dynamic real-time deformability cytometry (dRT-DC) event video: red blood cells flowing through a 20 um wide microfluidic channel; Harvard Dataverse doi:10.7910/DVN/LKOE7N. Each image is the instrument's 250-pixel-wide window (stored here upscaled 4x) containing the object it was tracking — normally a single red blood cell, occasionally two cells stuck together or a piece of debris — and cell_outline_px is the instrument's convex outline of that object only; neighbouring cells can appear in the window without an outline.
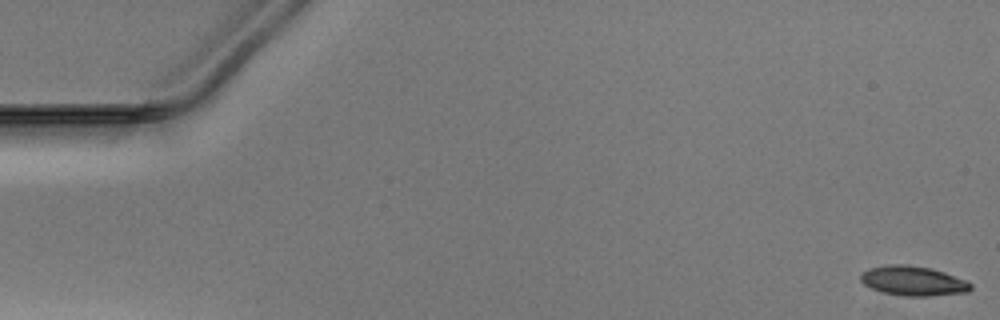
{"species": "Egyptian fruit bat (a non-hibernating species)", "species_latin": "Rousettus aegyptiacus", "temperature_condition": "warm", "stored_images_in_passage": 45, "camera_frame_rate_fps": 3000, "um_per_image_px": 0.085, "animal": {"sex": "male"}, "frame": {"image": 1, "passage_image": 1, "time_ms": 0.0, "image_size_px": [1000, 320], "cell_outline_px": [[972, 288], [968, 292], [928, 296], [904, 296], [880, 292], [864, 284], [860, 280], [860, 276], [864, 272], [872, 268], [888, 264], [904, 264], [932, 268], [968, 280], [972, 284]], "centroid_in_image_um": [77.66, 23.88], "position_along_channel_um": 7.3, "area_um2": 19.07}}
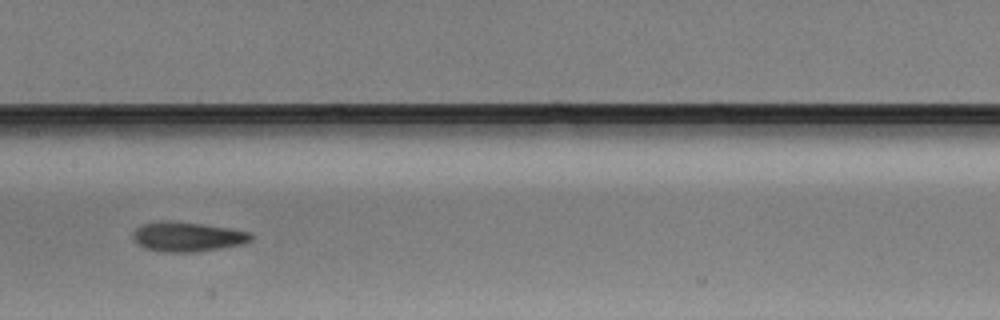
{"frame": {"image": 2, "passage_image": 26, "time_ms": 8.333, "image_size_px": [1000, 320], "cell_outline_px": [[252, 240], [244, 244], [196, 252], [160, 252], [144, 248], [136, 244], [132, 240], [132, 232], [140, 224], [200, 224], [228, 228], [248, 232], [252, 236]], "centroid_in_image_um": [15.92, 20.18], "position_along_channel_um": 191.5, "area_um2": 19.65}}
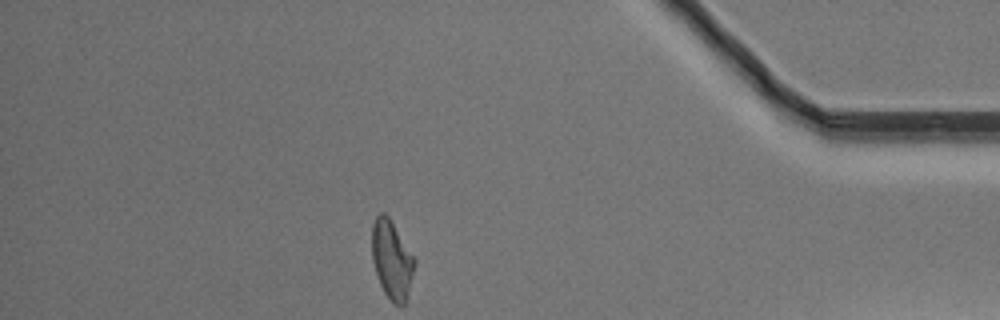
{"frame": {"image": 3, "passage_image": 45, "time_ms": 14.667, "image_size_px": [1000, 320], "cell_outline_px": [[416, 264], [408, 296], [404, 304], [392, 304], [384, 292], [380, 284], [372, 260], [372, 224], [376, 216], [380, 212], [384, 212], [388, 216], [416, 260]], "centroid_in_image_um": [33.31, 22.09], "position_along_channel_um": 401.9, "area_um2": 19.48}}